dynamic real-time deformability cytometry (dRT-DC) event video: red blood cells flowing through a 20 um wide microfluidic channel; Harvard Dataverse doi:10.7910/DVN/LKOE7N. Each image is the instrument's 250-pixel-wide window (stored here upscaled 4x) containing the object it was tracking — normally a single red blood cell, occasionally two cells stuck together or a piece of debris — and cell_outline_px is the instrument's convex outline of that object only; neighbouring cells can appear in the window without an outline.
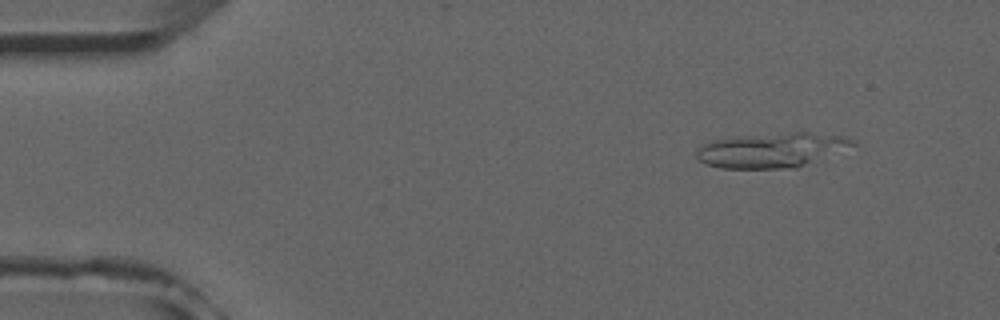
{"species": "common noctule bat (a hibernating species)", "species_latin": "Nyctalus noctula", "temperature_condition": "room temperature", "stored_images_in_passage": 8, "camera_frame_rate_fps": 3000, "um_per_image_px": 0.085, "animal": {"sex": "male", "forearm_length_mm": 52.5}, "frame": {"image": 1, "passage_image": 5, "time_ms": 1.333, "image_size_px": [1000, 320], "cell_outline_px": [[856, 144], [796, 168], [720, 168], [704, 164], [696, 156], [696, 152], [704, 144], [712, 140], [748, 136], [792, 132], [808, 132], [848, 136], [856, 140]], "centroid_in_image_um": [65.61, 12.76], "position_along_channel_um": 19.4, "area_um2": 31.1}}